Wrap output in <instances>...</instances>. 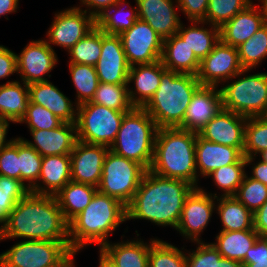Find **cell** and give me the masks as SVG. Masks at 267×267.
<instances>
[{
  "label": "cell",
  "mask_w": 267,
  "mask_h": 267,
  "mask_svg": "<svg viewBox=\"0 0 267 267\" xmlns=\"http://www.w3.org/2000/svg\"><path fill=\"white\" fill-rule=\"evenodd\" d=\"M251 71L243 69L219 87L222 108L245 117L266 116L267 73L247 75Z\"/></svg>",
  "instance_id": "obj_7"
},
{
  "label": "cell",
  "mask_w": 267,
  "mask_h": 267,
  "mask_svg": "<svg viewBox=\"0 0 267 267\" xmlns=\"http://www.w3.org/2000/svg\"><path fill=\"white\" fill-rule=\"evenodd\" d=\"M127 221L126 206L97 190L85 209L69 222L70 250L78 253L90 244L101 249L109 235Z\"/></svg>",
  "instance_id": "obj_3"
},
{
  "label": "cell",
  "mask_w": 267,
  "mask_h": 267,
  "mask_svg": "<svg viewBox=\"0 0 267 267\" xmlns=\"http://www.w3.org/2000/svg\"><path fill=\"white\" fill-rule=\"evenodd\" d=\"M253 228L259 236L267 237V201L253 213Z\"/></svg>",
  "instance_id": "obj_54"
},
{
  "label": "cell",
  "mask_w": 267,
  "mask_h": 267,
  "mask_svg": "<svg viewBox=\"0 0 267 267\" xmlns=\"http://www.w3.org/2000/svg\"><path fill=\"white\" fill-rule=\"evenodd\" d=\"M234 197L254 213L267 201V186L246 173Z\"/></svg>",
  "instance_id": "obj_45"
},
{
  "label": "cell",
  "mask_w": 267,
  "mask_h": 267,
  "mask_svg": "<svg viewBox=\"0 0 267 267\" xmlns=\"http://www.w3.org/2000/svg\"><path fill=\"white\" fill-rule=\"evenodd\" d=\"M10 123L9 120L0 117V149L7 146L12 141V139L7 140L6 138Z\"/></svg>",
  "instance_id": "obj_56"
},
{
  "label": "cell",
  "mask_w": 267,
  "mask_h": 267,
  "mask_svg": "<svg viewBox=\"0 0 267 267\" xmlns=\"http://www.w3.org/2000/svg\"><path fill=\"white\" fill-rule=\"evenodd\" d=\"M138 19L145 21L163 40L177 34L181 25L178 0H135ZM176 3V4H175Z\"/></svg>",
  "instance_id": "obj_18"
},
{
  "label": "cell",
  "mask_w": 267,
  "mask_h": 267,
  "mask_svg": "<svg viewBox=\"0 0 267 267\" xmlns=\"http://www.w3.org/2000/svg\"><path fill=\"white\" fill-rule=\"evenodd\" d=\"M158 127L149 113L134 107L124 115L120 129L110 150L122 157L133 160L149 170L154 153Z\"/></svg>",
  "instance_id": "obj_6"
},
{
  "label": "cell",
  "mask_w": 267,
  "mask_h": 267,
  "mask_svg": "<svg viewBox=\"0 0 267 267\" xmlns=\"http://www.w3.org/2000/svg\"><path fill=\"white\" fill-rule=\"evenodd\" d=\"M28 89L31 103L45 107L63 122L76 124L78 105L49 80L29 84Z\"/></svg>",
  "instance_id": "obj_22"
},
{
  "label": "cell",
  "mask_w": 267,
  "mask_h": 267,
  "mask_svg": "<svg viewBox=\"0 0 267 267\" xmlns=\"http://www.w3.org/2000/svg\"><path fill=\"white\" fill-rule=\"evenodd\" d=\"M145 172L146 169L141 164L109 150L104 160L102 177L97 190L117 199L127 207Z\"/></svg>",
  "instance_id": "obj_9"
},
{
  "label": "cell",
  "mask_w": 267,
  "mask_h": 267,
  "mask_svg": "<svg viewBox=\"0 0 267 267\" xmlns=\"http://www.w3.org/2000/svg\"><path fill=\"white\" fill-rule=\"evenodd\" d=\"M32 140L22 138L29 146L34 148L42 157L51 155L71 154L77 139V128L74 123L63 122L51 130H29Z\"/></svg>",
  "instance_id": "obj_21"
},
{
  "label": "cell",
  "mask_w": 267,
  "mask_h": 267,
  "mask_svg": "<svg viewBox=\"0 0 267 267\" xmlns=\"http://www.w3.org/2000/svg\"><path fill=\"white\" fill-rule=\"evenodd\" d=\"M265 23L264 15L258 5L253 2L219 28L220 40L237 48L253 36Z\"/></svg>",
  "instance_id": "obj_24"
},
{
  "label": "cell",
  "mask_w": 267,
  "mask_h": 267,
  "mask_svg": "<svg viewBox=\"0 0 267 267\" xmlns=\"http://www.w3.org/2000/svg\"><path fill=\"white\" fill-rule=\"evenodd\" d=\"M110 148L105 145L77 141L71 158V181L99 186L105 157Z\"/></svg>",
  "instance_id": "obj_16"
},
{
  "label": "cell",
  "mask_w": 267,
  "mask_h": 267,
  "mask_svg": "<svg viewBox=\"0 0 267 267\" xmlns=\"http://www.w3.org/2000/svg\"><path fill=\"white\" fill-rule=\"evenodd\" d=\"M43 157L22 138H19L20 181L31 189L39 179ZM27 183V184H26Z\"/></svg>",
  "instance_id": "obj_43"
},
{
  "label": "cell",
  "mask_w": 267,
  "mask_h": 267,
  "mask_svg": "<svg viewBox=\"0 0 267 267\" xmlns=\"http://www.w3.org/2000/svg\"><path fill=\"white\" fill-rule=\"evenodd\" d=\"M183 249L157 239L150 246L148 267H186V251Z\"/></svg>",
  "instance_id": "obj_41"
},
{
  "label": "cell",
  "mask_w": 267,
  "mask_h": 267,
  "mask_svg": "<svg viewBox=\"0 0 267 267\" xmlns=\"http://www.w3.org/2000/svg\"><path fill=\"white\" fill-rule=\"evenodd\" d=\"M68 66L76 90L75 103L80 105L91 101L99 84L95 66L75 63H68Z\"/></svg>",
  "instance_id": "obj_36"
},
{
  "label": "cell",
  "mask_w": 267,
  "mask_h": 267,
  "mask_svg": "<svg viewBox=\"0 0 267 267\" xmlns=\"http://www.w3.org/2000/svg\"><path fill=\"white\" fill-rule=\"evenodd\" d=\"M157 240L150 242L135 237L117 243H106L101 249L112 259L117 267H148L150 246Z\"/></svg>",
  "instance_id": "obj_27"
},
{
  "label": "cell",
  "mask_w": 267,
  "mask_h": 267,
  "mask_svg": "<svg viewBox=\"0 0 267 267\" xmlns=\"http://www.w3.org/2000/svg\"><path fill=\"white\" fill-rule=\"evenodd\" d=\"M200 86L195 75L167 70L162 64L160 85L143 108L158 129L182 128L189 103Z\"/></svg>",
  "instance_id": "obj_5"
},
{
  "label": "cell",
  "mask_w": 267,
  "mask_h": 267,
  "mask_svg": "<svg viewBox=\"0 0 267 267\" xmlns=\"http://www.w3.org/2000/svg\"><path fill=\"white\" fill-rule=\"evenodd\" d=\"M243 156L239 148L214 143L202 138L196 132L195 157L198 182L200 176L206 178L214 170L236 163Z\"/></svg>",
  "instance_id": "obj_23"
},
{
  "label": "cell",
  "mask_w": 267,
  "mask_h": 267,
  "mask_svg": "<svg viewBox=\"0 0 267 267\" xmlns=\"http://www.w3.org/2000/svg\"><path fill=\"white\" fill-rule=\"evenodd\" d=\"M216 213L220 218V231H241L253 228V213L234 196L216 197Z\"/></svg>",
  "instance_id": "obj_31"
},
{
  "label": "cell",
  "mask_w": 267,
  "mask_h": 267,
  "mask_svg": "<svg viewBox=\"0 0 267 267\" xmlns=\"http://www.w3.org/2000/svg\"><path fill=\"white\" fill-rule=\"evenodd\" d=\"M62 241L21 240L0 254V267H75V256Z\"/></svg>",
  "instance_id": "obj_8"
},
{
  "label": "cell",
  "mask_w": 267,
  "mask_h": 267,
  "mask_svg": "<svg viewBox=\"0 0 267 267\" xmlns=\"http://www.w3.org/2000/svg\"><path fill=\"white\" fill-rule=\"evenodd\" d=\"M251 3L253 0H209L206 16L202 21L220 28Z\"/></svg>",
  "instance_id": "obj_44"
},
{
  "label": "cell",
  "mask_w": 267,
  "mask_h": 267,
  "mask_svg": "<svg viewBox=\"0 0 267 267\" xmlns=\"http://www.w3.org/2000/svg\"><path fill=\"white\" fill-rule=\"evenodd\" d=\"M196 249L186 250V267H216V261L222 257L210 242H194Z\"/></svg>",
  "instance_id": "obj_47"
},
{
  "label": "cell",
  "mask_w": 267,
  "mask_h": 267,
  "mask_svg": "<svg viewBox=\"0 0 267 267\" xmlns=\"http://www.w3.org/2000/svg\"><path fill=\"white\" fill-rule=\"evenodd\" d=\"M129 69L120 36L102 31V52L95 65L99 82L128 84Z\"/></svg>",
  "instance_id": "obj_17"
},
{
  "label": "cell",
  "mask_w": 267,
  "mask_h": 267,
  "mask_svg": "<svg viewBox=\"0 0 267 267\" xmlns=\"http://www.w3.org/2000/svg\"><path fill=\"white\" fill-rule=\"evenodd\" d=\"M267 149V116L247 117L245 126V157H257Z\"/></svg>",
  "instance_id": "obj_42"
},
{
  "label": "cell",
  "mask_w": 267,
  "mask_h": 267,
  "mask_svg": "<svg viewBox=\"0 0 267 267\" xmlns=\"http://www.w3.org/2000/svg\"><path fill=\"white\" fill-rule=\"evenodd\" d=\"M195 145L194 131L179 127L159 128L149 170L162 177L185 180L199 188Z\"/></svg>",
  "instance_id": "obj_4"
},
{
  "label": "cell",
  "mask_w": 267,
  "mask_h": 267,
  "mask_svg": "<svg viewBox=\"0 0 267 267\" xmlns=\"http://www.w3.org/2000/svg\"><path fill=\"white\" fill-rule=\"evenodd\" d=\"M209 0H178L180 11L188 21H202L208 9Z\"/></svg>",
  "instance_id": "obj_50"
},
{
  "label": "cell",
  "mask_w": 267,
  "mask_h": 267,
  "mask_svg": "<svg viewBox=\"0 0 267 267\" xmlns=\"http://www.w3.org/2000/svg\"><path fill=\"white\" fill-rule=\"evenodd\" d=\"M258 2H261V6L258 5V7L260 8V11L264 15L265 21L267 22V0H259Z\"/></svg>",
  "instance_id": "obj_59"
},
{
  "label": "cell",
  "mask_w": 267,
  "mask_h": 267,
  "mask_svg": "<svg viewBox=\"0 0 267 267\" xmlns=\"http://www.w3.org/2000/svg\"><path fill=\"white\" fill-rule=\"evenodd\" d=\"M125 4L130 7V9L126 8L127 11L122 10L125 7L121 9ZM137 19V5L131 8L126 0H119L96 19V25L106 34L119 35L130 29Z\"/></svg>",
  "instance_id": "obj_34"
},
{
  "label": "cell",
  "mask_w": 267,
  "mask_h": 267,
  "mask_svg": "<svg viewBox=\"0 0 267 267\" xmlns=\"http://www.w3.org/2000/svg\"><path fill=\"white\" fill-rule=\"evenodd\" d=\"M189 22L191 24L188 27H185L181 23L177 34L187 43L195 56L201 61L211 53L215 45L220 41V29L205 21L191 20Z\"/></svg>",
  "instance_id": "obj_29"
},
{
  "label": "cell",
  "mask_w": 267,
  "mask_h": 267,
  "mask_svg": "<svg viewBox=\"0 0 267 267\" xmlns=\"http://www.w3.org/2000/svg\"><path fill=\"white\" fill-rule=\"evenodd\" d=\"M80 5H77L79 8L86 11L91 15L95 20L101 16L106 10L115 5L119 0H79Z\"/></svg>",
  "instance_id": "obj_52"
},
{
  "label": "cell",
  "mask_w": 267,
  "mask_h": 267,
  "mask_svg": "<svg viewBox=\"0 0 267 267\" xmlns=\"http://www.w3.org/2000/svg\"><path fill=\"white\" fill-rule=\"evenodd\" d=\"M259 156L258 160H261L263 163L267 164V149L263 150L262 152H260L257 157Z\"/></svg>",
  "instance_id": "obj_60"
},
{
  "label": "cell",
  "mask_w": 267,
  "mask_h": 267,
  "mask_svg": "<svg viewBox=\"0 0 267 267\" xmlns=\"http://www.w3.org/2000/svg\"><path fill=\"white\" fill-rule=\"evenodd\" d=\"M247 117L222 109L198 134L209 141L239 148L245 145V126Z\"/></svg>",
  "instance_id": "obj_19"
},
{
  "label": "cell",
  "mask_w": 267,
  "mask_h": 267,
  "mask_svg": "<svg viewBox=\"0 0 267 267\" xmlns=\"http://www.w3.org/2000/svg\"><path fill=\"white\" fill-rule=\"evenodd\" d=\"M162 77L161 60L131 66L128 74V94L134 107L143 108L157 91ZM133 83L134 87L130 86Z\"/></svg>",
  "instance_id": "obj_25"
},
{
  "label": "cell",
  "mask_w": 267,
  "mask_h": 267,
  "mask_svg": "<svg viewBox=\"0 0 267 267\" xmlns=\"http://www.w3.org/2000/svg\"><path fill=\"white\" fill-rule=\"evenodd\" d=\"M99 267H117L102 249H99Z\"/></svg>",
  "instance_id": "obj_58"
},
{
  "label": "cell",
  "mask_w": 267,
  "mask_h": 267,
  "mask_svg": "<svg viewBox=\"0 0 267 267\" xmlns=\"http://www.w3.org/2000/svg\"><path fill=\"white\" fill-rule=\"evenodd\" d=\"M17 69L20 81L29 85L48 81L47 75L58 64V56L45 39L30 41L20 52L16 53Z\"/></svg>",
  "instance_id": "obj_15"
},
{
  "label": "cell",
  "mask_w": 267,
  "mask_h": 267,
  "mask_svg": "<svg viewBox=\"0 0 267 267\" xmlns=\"http://www.w3.org/2000/svg\"><path fill=\"white\" fill-rule=\"evenodd\" d=\"M96 26V20L78 6L54 14L46 32V42L53 49L59 46L67 52ZM54 45V46H52Z\"/></svg>",
  "instance_id": "obj_11"
},
{
  "label": "cell",
  "mask_w": 267,
  "mask_h": 267,
  "mask_svg": "<svg viewBox=\"0 0 267 267\" xmlns=\"http://www.w3.org/2000/svg\"><path fill=\"white\" fill-rule=\"evenodd\" d=\"M246 161L243 156L238 162L222 166L219 169L211 172L206 178L212 177L214 185L221 190V194L207 192L203 187H199L202 191L211 194L215 197L223 196H234L240 184L242 183L244 176L246 175Z\"/></svg>",
  "instance_id": "obj_35"
},
{
  "label": "cell",
  "mask_w": 267,
  "mask_h": 267,
  "mask_svg": "<svg viewBox=\"0 0 267 267\" xmlns=\"http://www.w3.org/2000/svg\"><path fill=\"white\" fill-rule=\"evenodd\" d=\"M119 36L130 67L161 60L163 39L145 21L137 19Z\"/></svg>",
  "instance_id": "obj_12"
},
{
  "label": "cell",
  "mask_w": 267,
  "mask_h": 267,
  "mask_svg": "<svg viewBox=\"0 0 267 267\" xmlns=\"http://www.w3.org/2000/svg\"><path fill=\"white\" fill-rule=\"evenodd\" d=\"M19 0H0V17L7 14L16 13L19 9Z\"/></svg>",
  "instance_id": "obj_55"
},
{
  "label": "cell",
  "mask_w": 267,
  "mask_h": 267,
  "mask_svg": "<svg viewBox=\"0 0 267 267\" xmlns=\"http://www.w3.org/2000/svg\"><path fill=\"white\" fill-rule=\"evenodd\" d=\"M258 233L254 229L220 231L211 242L222 257L242 262L246 252L255 244Z\"/></svg>",
  "instance_id": "obj_33"
},
{
  "label": "cell",
  "mask_w": 267,
  "mask_h": 267,
  "mask_svg": "<svg viewBox=\"0 0 267 267\" xmlns=\"http://www.w3.org/2000/svg\"><path fill=\"white\" fill-rule=\"evenodd\" d=\"M241 263L244 267H267V237L259 236Z\"/></svg>",
  "instance_id": "obj_49"
},
{
  "label": "cell",
  "mask_w": 267,
  "mask_h": 267,
  "mask_svg": "<svg viewBox=\"0 0 267 267\" xmlns=\"http://www.w3.org/2000/svg\"><path fill=\"white\" fill-rule=\"evenodd\" d=\"M216 267H244V265L239 261L221 257L216 261Z\"/></svg>",
  "instance_id": "obj_57"
},
{
  "label": "cell",
  "mask_w": 267,
  "mask_h": 267,
  "mask_svg": "<svg viewBox=\"0 0 267 267\" xmlns=\"http://www.w3.org/2000/svg\"><path fill=\"white\" fill-rule=\"evenodd\" d=\"M182 179L159 176L146 170L130 204L127 221L147 220L176 230L186 198L195 189Z\"/></svg>",
  "instance_id": "obj_1"
},
{
  "label": "cell",
  "mask_w": 267,
  "mask_h": 267,
  "mask_svg": "<svg viewBox=\"0 0 267 267\" xmlns=\"http://www.w3.org/2000/svg\"><path fill=\"white\" fill-rule=\"evenodd\" d=\"M31 190L22 181L0 175V232L15 205Z\"/></svg>",
  "instance_id": "obj_39"
},
{
  "label": "cell",
  "mask_w": 267,
  "mask_h": 267,
  "mask_svg": "<svg viewBox=\"0 0 267 267\" xmlns=\"http://www.w3.org/2000/svg\"><path fill=\"white\" fill-rule=\"evenodd\" d=\"M96 192L97 187L95 186L73 181L68 182L55 195L65 220L69 223L82 212Z\"/></svg>",
  "instance_id": "obj_32"
},
{
  "label": "cell",
  "mask_w": 267,
  "mask_h": 267,
  "mask_svg": "<svg viewBox=\"0 0 267 267\" xmlns=\"http://www.w3.org/2000/svg\"><path fill=\"white\" fill-rule=\"evenodd\" d=\"M237 49L239 61L244 70L259 67L267 57V22Z\"/></svg>",
  "instance_id": "obj_38"
},
{
  "label": "cell",
  "mask_w": 267,
  "mask_h": 267,
  "mask_svg": "<svg viewBox=\"0 0 267 267\" xmlns=\"http://www.w3.org/2000/svg\"><path fill=\"white\" fill-rule=\"evenodd\" d=\"M12 238L62 241L70 248L69 223L56 197L30 192L22 198L10 212L0 232V241Z\"/></svg>",
  "instance_id": "obj_2"
},
{
  "label": "cell",
  "mask_w": 267,
  "mask_h": 267,
  "mask_svg": "<svg viewBox=\"0 0 267 267\" xmlns=\"http://www.w3.org/2000/svg\"><path fill=\"white\" fill-rule=\"evenodd\" d=\"M0 175L20 180L19 137L0 149Z\"/></svg>",
  "instance_id": "obj_48"
},
{
  "label": "cell",
  "mask_w": 267,
  "mask_h": 267,
  "mask_svg": "<svg viewBox=\"0 0 267 267\" xmlns=\"http://www.w3.org/2000/svg\"><path fill=\"white\" fill-rule=\"evenodd\" d=\"M18 73L16 53L4 45H0V80L8 79Z\"/></svg>",
  "instance_id": "obj_51"
},
{
  "label": "cell",
  "mask_w": 267,
  "mask_h": 267,
  "mask_svg": "<svg viewBox=\"0 0 267 267\" xmlns=\"http://www.w3.org/2000/svg\"><path fill=\"white\" fill-rule=\"evenodd\" d=\"M257 157H245L247 167L250 166L251 174L249 175L251 178L260 181L265 186H267V164L263 163L261 160L255 163V159ZM254 162V163H253Z\"/></svg>",
  "instance_id": "obj_53"
},
{
  "label": "cell",
  "mask_w": 267,
  "mask_h": 267,
  "mask_svg": "<svg viewBox=\"0 0 267 267\" xmlns=\"http://www.w3.org/2000/svg\"><path fill=\"white\" fill-rule=\"evenodd\" d=\"M222 109L219 87L201 85L192 96L182 122V129L198 133Z\"/></svg>",
  "instance_id": "obj_20"
},
{
  "label": "cell",
  "mask_w": 267,
  "mask_h": 267,
  "mask_svg": "<svg viewBox=\"0 0 267 267\" xmlns=\"http://www.w3.org/2000/svg\"><path fill=\"white\" fill-rule=\"evenodd\" d=\"M126 113L90 101L78 105L77 139L85 143L110 147Z\"/></svg>",
  "instance_id": "obj_10"
},
{
  "label": "cell",
  "mask_w": 267,
  "mask_h": 267,
  "mask_svg": "<svg viewBox=\"0 0 267 267\" xmlns=\"http://www.w3.org/2000/svg\"><path fill=\"white\" fill-rule=\"evenodd\" d=\"M215 211L216 197L195 188L185 200L176 231L192 243L204 241L201 234Z\"/></svg>",
  "instance_id": "obj_13"
},
{
  "label": "cell",
  "mask_w": 267,
  "mask_h": 267,
  "mask_svg": "<svg viewBox=\"0 0 267 267\" xmlns=\"http://www.w3.org/2000/svg\"><path fill=\"white\" fill-rule=\"evenodd\" d=\"M27 124L29 130H51L60 126L63 121L45 107L29 101L27 113L19 124Z\"/></svg>",
  "instance_id": "obj_46"
},
{
  "label": "cell",
  "mask_w": 267,
  "mask_h": 267,
  "mask_svg": "<svg viewBox=\"0 0 267 267\" xmlns=\"http://www.w3.org/2000/svg\"><path fill=\"white\" fill-rule=\"evenodd\" d=\"M242 70L238 49L220 40L211 53L200 61L196 77L202 86L219 87Z\"/></svg>",
  "instance_id": "obj_14"
},
{
  "label": "cell",
  "mask_w": 267,
  "mask_h": 267,
  "mask_svg": "<svg viewBox=\"0 0 267 267\" xmlns=\"http://www.w3.org/2000/svg\"><path fill=\"white\" fill-rule=\"evenodd\" d=\"M28 103L29 89L23 81L8 80L0 84V117L12 123H20L27 113Z\"/></svg>",
  "instance_id": "obj_30"
},
{
  "label": "cell",
  "mask_w": 267,
  "mask_h": 267,
  "mask_svg": "<svg viewBox=\"0 0 267 267\" xmlns=\"http://www.w3.org/2000/svg\"><path fill=\"white\" fill-rule=\"evenodd\" d=\"M70 181V154L45 156L38 182L30 190L34 194L55 196Z\"/></svg>",
  "instance_id": "obj_26"
},
{
  "label": "cell",
  "mask_w": 267,
  "mask_h": 267,
  "mask_svg": "<svg viewBox=\"0 0 267 267\" xmlns=\"http://www.w3.org/2000/svg\"><path fill=\"white\" fill-rule=\"evenodd\" d=\"M102 52V30L96 25L69 51V63L95 66Z\"/></svg>",
  "instance_id": "obj_37"
},
{
  "label": "cell",
  "mask_w": 267,
  "mask_h": 267,
  "mask_svg": "<svg viewBox=\"0 0 267 267\" xmlns=\"http://www.w3.org/2000/svg\"><path fill=\"white\" fill-rule=\"evenodd\" d=\"M161 62L167 70L197 75L200 60L178 34L163 40Z\"/></svg>",
  "instance_id": "obj_28"
},
{
  "label": "cell",
  "mask_w": 267,
  "mask_h": 267,
  "mask_svg": "<svg viewBox=\"0 0 267 267\" xmlns=\"http://www.w3.org/2000/svg\"><path fill=\"white\" fill-rule=\"evenodd\" d=\"M90 102L123 112H129L134 108L129 98L128 84L99 82Z\"/></svg>",
  "instance_id": "obj_40"
}]
</instances>
